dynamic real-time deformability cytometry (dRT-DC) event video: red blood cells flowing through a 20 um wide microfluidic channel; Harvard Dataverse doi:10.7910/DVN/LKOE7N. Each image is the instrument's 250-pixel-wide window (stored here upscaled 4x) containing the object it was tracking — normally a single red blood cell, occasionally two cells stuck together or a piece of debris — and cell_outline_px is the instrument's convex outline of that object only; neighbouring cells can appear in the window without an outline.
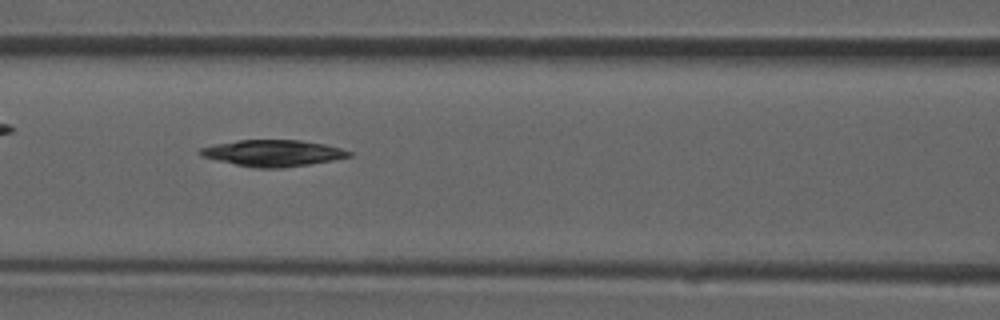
{"species": "common noctule bat (a hibernating species)", "species_latin": "Nyctalus noctula", "temperature_condition": "room temperature", "stored_images_in_passage": 35, "camera_frame_rate_fps": 3000, "um_per_image_px": 0.085, "animal": {"sex": "male", "forearm_length_mm": 52.5}, "frame": {"image": 1, "passage_image": 16, "time_ms": 5.0, "image_size_px": [1000, 320], "cell_outline_px": [[352, 156], [332, 160], [308, 164], [280, 168], [256, 168], [216, 160], [200, 156], [200, 148], [216, 144], [236, 140], [300, 140], [324, 144], [340, 148], [352, 152]], "centroid_in_image_um": [23.19, 13.01], "position_along_channel_um": 143.4, "area_um2": 22.66}}